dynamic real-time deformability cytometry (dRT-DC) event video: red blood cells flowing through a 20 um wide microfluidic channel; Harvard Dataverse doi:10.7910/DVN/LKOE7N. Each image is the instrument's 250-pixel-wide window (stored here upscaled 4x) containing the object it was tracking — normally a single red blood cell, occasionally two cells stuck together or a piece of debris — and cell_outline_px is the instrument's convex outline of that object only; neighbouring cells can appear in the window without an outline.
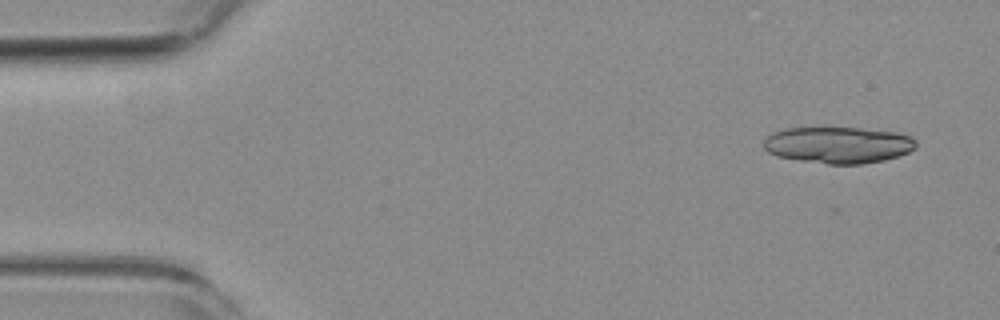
{"species": "common noctule bat (a hibernating species)", "species_latin": "Nyctalus noctula", "temperature_condition": "room temperature", "stored_images_in_passage": 7, "camera_frame_rate_fps": 3000, "um_per_image_px": 0.085, "animal": {"sex": "female", "body_mass_g": 19.3, "forearm_length_mm": 54.1}, "frame": {"image": 1, "passage_image": 1, "time_ms": 0.0, "image_size_px": [1000, 320], "cell_outline_px": [[916, 148], [900, 156], [884, 160], [860, 164], [828, 164], [800, 160], [776, 156], [768, 152], [764, 148], [764, 140], [772, 132], [784, 128], [860, 128], [896, 132], [912, 136], [916, 140]], "centroid_in_image_um": [71.26, 12.32], "position_along_channel_um": 13.7, "area_um2": 32.54}}
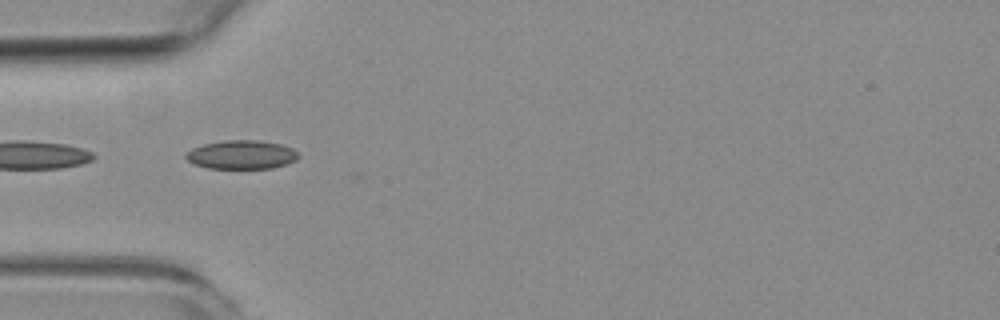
{"frame": {"image": 2, "passage_image": 5, "time_ms": 4.667, "image_size_px": [1000, 320], "cell_outline_px": [[300, 156], [296, 160], [288, 164], [272, 168], [208, 168], [196, 164], [188, 160], [184, 156], [192, 148], [204, 144], [224, 140], [256, 140], [280, 144], [292, 148]], "centroid_in_image_um": [20.55, 13.15], "position_along_channel_um": 64.4, "area_um2": 18.73}}